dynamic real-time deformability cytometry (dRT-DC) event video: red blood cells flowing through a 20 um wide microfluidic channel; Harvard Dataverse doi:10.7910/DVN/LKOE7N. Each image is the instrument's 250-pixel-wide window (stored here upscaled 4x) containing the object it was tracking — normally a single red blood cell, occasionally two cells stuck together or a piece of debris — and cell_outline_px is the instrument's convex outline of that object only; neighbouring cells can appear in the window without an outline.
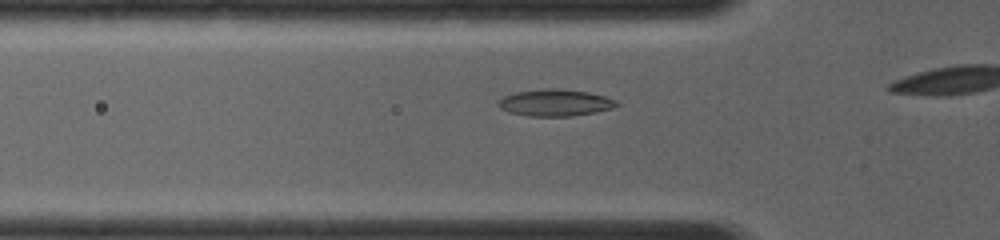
{"species": "common noctule bat (a hibernating species)", "species_latin": "Nyctalus noctula", "temperature_condition": "room temperature", "stored_images_in_passage": 18, "camera_frame_rate_fps": 4000, "um_per_image_px": 0.085, "animal": {"sex": "female", "body_mass_g": 19.0, "forearm_length_mm": 56.7}, "frame": {"image": 1, "passage_image": 9, "time_ms": 1.25, "image_size_px": [1000, 240], "cell_outline_px": [[620, 104], [612, 108], [596, 112], [572, 116], [528, 116], [508, 112], [500, 108], [496, 104], [504, 96], [516, 92], [544, 88], [560, 88], [588, 92], [604, 96], [616, 100]], "centroid_in_image_um": [47.18, 8.73], "position_along_channel_um": 78.6, "area_um2": 18.55}}
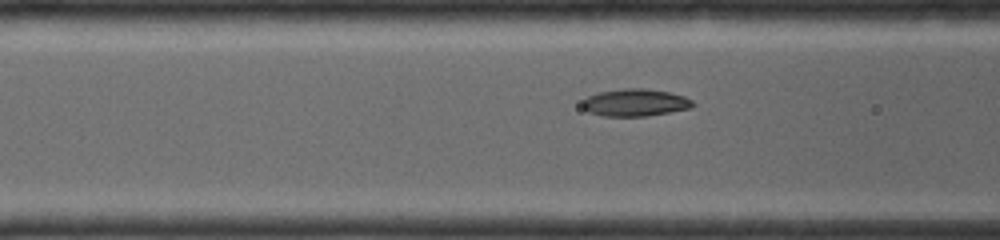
{"frame": {"image": 2, "passage_image": 13, "time_ms": 2.0, "image_size_px": [1000, 240], "cell_outline_px": [[696, 104], [692, 108], [648, 116], [604, 116], [588, 112], [580, 104], [588, 96], [600, 92], [624, 88], [644, 88], [668, 92], [684, 96], [692, 100]], "centroid_in_image_um": [54.01, 8.72], "position_along_channel_um": 112.6, "area_um2": 17.63}}